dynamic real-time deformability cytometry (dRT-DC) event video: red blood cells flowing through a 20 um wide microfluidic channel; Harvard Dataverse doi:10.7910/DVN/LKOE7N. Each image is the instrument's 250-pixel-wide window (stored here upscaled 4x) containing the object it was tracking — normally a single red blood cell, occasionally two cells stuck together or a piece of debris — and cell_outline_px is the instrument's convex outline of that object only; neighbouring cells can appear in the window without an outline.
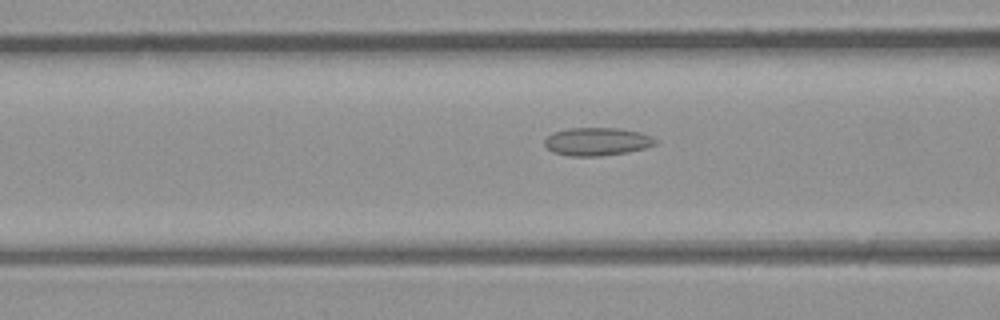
{"species": "common noctule bat (a hibernating species)", "species_latin": "Nyctalus noctula", "temperature_condition": "room temperature", "stored_images_in_passage": 48, "camera_frame_rate_fps": 3000, "um_per_image_px": 0.085, "animal": {"sex": "male", "body_mass_g": 23.1, "forearm_length_mm": 52.7}, "frame": {"image": 1, "passage_image": 19, "time_ms": 6.0, "image_size_px": [1000, 320], "cell_outline_px": [[656, 144], [644, 148], [628, 152], [600, 156], [568, 156], [552, 152], [544, 144], [544, 140], [548, 136], [556, 132], [572, 128], [620, 128], [640, 132], [652, 136], [656, 140]], "centroid_in_image_um": [50.76, 12.04], "position_along_channel_um": 115.8, "area_um2": 18.03}}
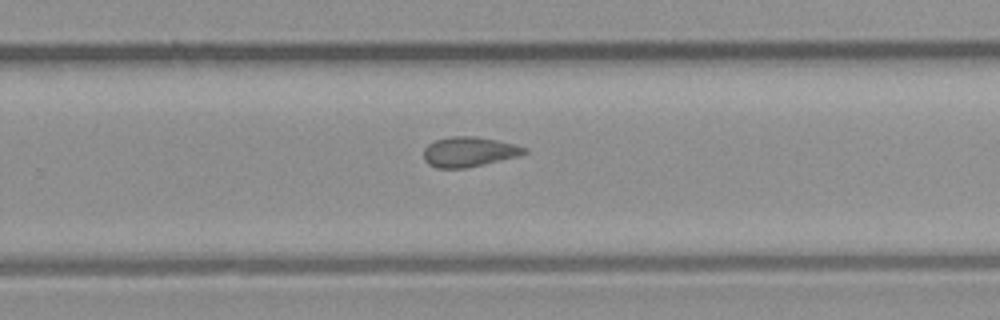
{"frame": {"image": 2, "passage_image": 31, "time_ms": 10.0, "image_size_px": [1000, 320], "cell_outline_px": [[528, 152], [520, 156], [484, 164], [464, 168], [436, 168], [428, 164], [424, 160], [424, 148], [428, 144], [436, 140], [452, 136], [476, 136], [496, 140], [528, 148]], "centroid_in_image_um": [39.86, 12.91], "position_along_channel_um": 289.9, "area_um2": 17.57}}
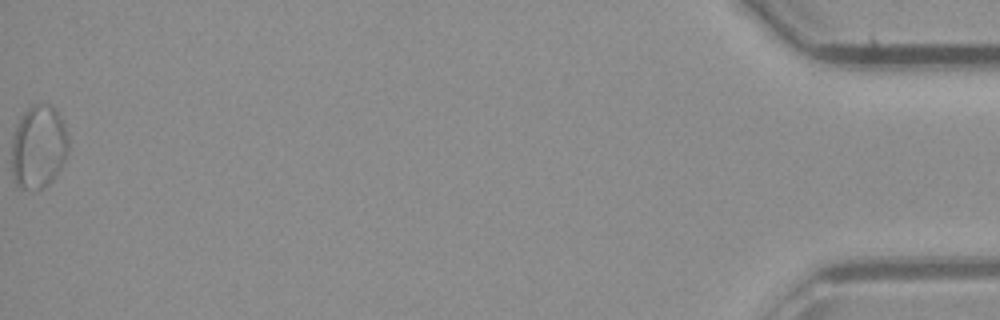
{"frame": {"image": 3, "passage_image": 48, "time_ms": 15.667, "image_size_px": [1000, 320], "cell_outline_px": [[68, 148], [64, 160], [60, 168], [52, 180], [44, 188], [20, 188], [16, 184], [12, 176], [12, 136], [24, 112], [32, 104], [52, 104], [60, 116], [64, 124], [68, 140]], "centroid_in_image_um": [3.27, 12.47], "position_along_channel_um": 431.9, "area_um2": 27.4}, "authors_computed_cell_mechanics": {"area_um2": 19.2763, "velocity_mm_per_s": 4.3562, "shape_relaxation_time_tau1_ms": null, "shape_relaxation_time_tau2_ms": 2.4389, "deformation_change_tau1": null, "deformation_change_tau2": 0.1025}}